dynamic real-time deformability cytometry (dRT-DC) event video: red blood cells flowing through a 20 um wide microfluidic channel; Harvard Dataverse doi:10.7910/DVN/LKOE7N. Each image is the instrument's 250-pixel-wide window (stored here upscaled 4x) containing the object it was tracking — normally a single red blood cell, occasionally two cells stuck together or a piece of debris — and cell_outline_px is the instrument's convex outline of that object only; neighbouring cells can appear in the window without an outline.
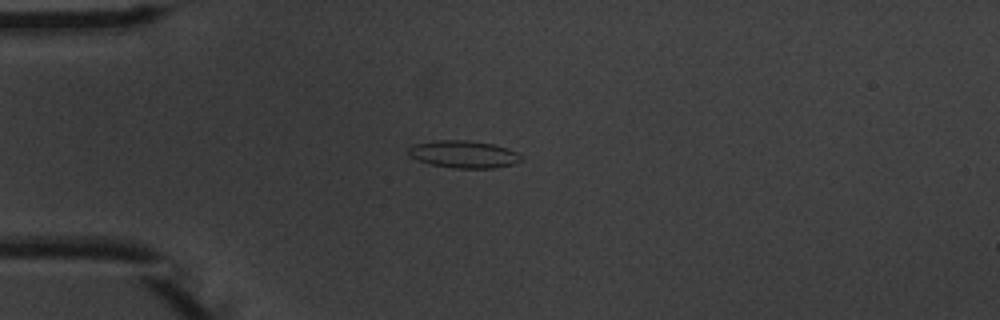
{"species": "common noctule bat (a hibernating species)", "species_latin": "Nyctalus noctula", "temperature_condition": "warm", "stored_images_in_passage": 6, "camera_frame_rate_fps": 3000, "um_per_image_px": 0.085, "animal": {"sex": "male", "body_mass_g": 20.1, "forearm_length_mm": 53.5}, "frame": {"image": 1, "passage_image": 4, "time_ms": 3.667, "image_size_px": [1000, 320], "cell_outline_px": [[520, 160], [516, 164], [492, 168], [452, 168], [432, 164], [420, 160], [412, 156], [408, 152], [408, 148], [416, 144], [436, 140], [464, 140], [492, 144], [508, 148], [516, 152], [520, 156]], "centroid_in_image_um": [39.44, 13.11], "position_along_channel_um": 45.6, "area_um2": 17.63}}
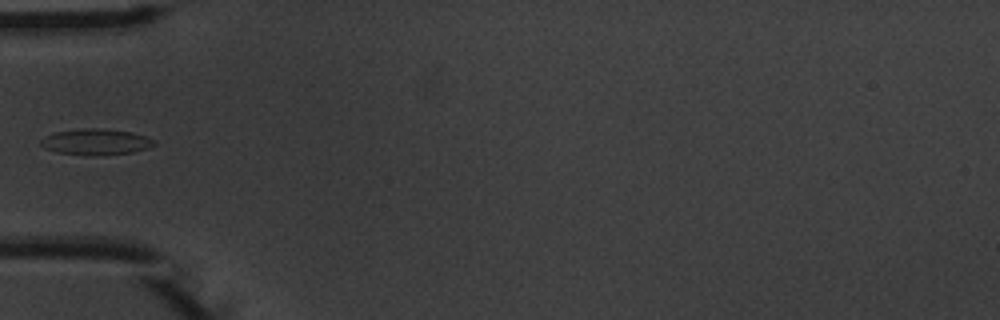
{"frame": {"image": 2, "passage_image": 5, "time_ms": 5.0, "image_size_px": [1000, 320], "cell_outline_px": [[156, 144], [148, 148], [132, 152], [92, 156], [84, 156], [56, 152], [44, 148], [40, 144], [40, 140], [56, 132], [84, 128], [100, 128], [132, 132], [156, 140]], "centroid_in_image_um": [8.16, 12.07], "position_along_channel_um": 76.8, "area_um2": 17.22}}